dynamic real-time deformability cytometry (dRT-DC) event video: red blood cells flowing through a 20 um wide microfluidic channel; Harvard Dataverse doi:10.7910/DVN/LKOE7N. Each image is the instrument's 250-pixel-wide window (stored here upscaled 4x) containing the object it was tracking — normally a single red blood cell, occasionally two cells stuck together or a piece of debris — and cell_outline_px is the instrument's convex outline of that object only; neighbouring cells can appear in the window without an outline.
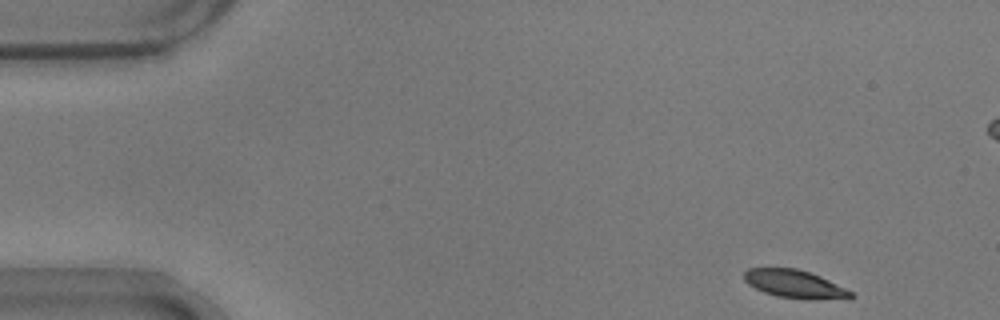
{"species": "common noctule bat (a hibernating species)", "species_latin": "Nyctalus noctula", "temperature_condition": "warm", "stored_images_in_passage": 52, "camera_frame_rate_fps": 3000, "um_per_image_px": 0.085, "animal": {"sex": "male", "body_mass_g": 17.9}, "frame": {"image": 1, "passage_image": 1, "time_ms": 0.0, "image_size_px": [1000, 320], "cell_outline_px": [[852, 296], [776, 296], [764, 292], [748, 284], [744, 280], [744, 272], [748, 268], [796, 268], [820, 276], [852, 292]], "centroid_in_image_um": [67.34, 24.05], "position_along_channel_um": 17.7, "area_um2": 15.9}}
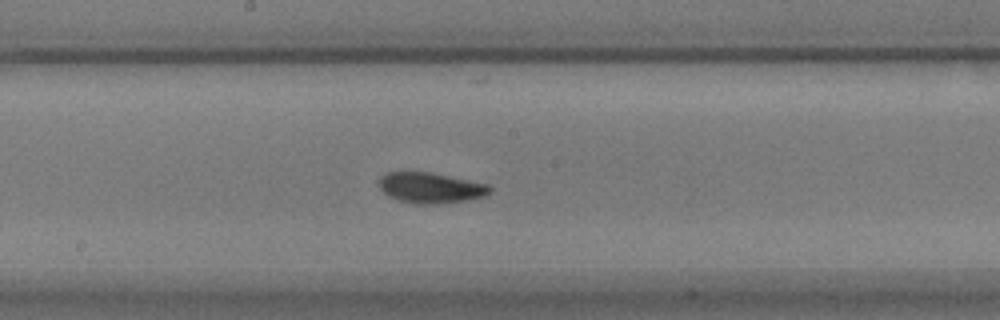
{"frame": {"image": 2, "passage_image": 25, "time_ms": 8.0, "image_size_px": [1000, 320], "cell_outline_px": [[492, 192], [484, 196], [468, 200], [436, 204], [412, 204], [396, 200], [388, 196], [380, 188], [380, 176], [388, 172], [432, 172], [488, 184], [492, 188]], "centroid_in_image_um": [36.61, 15.97], "position_along_channel_um": 211.6, "area_um2": 19.94}}
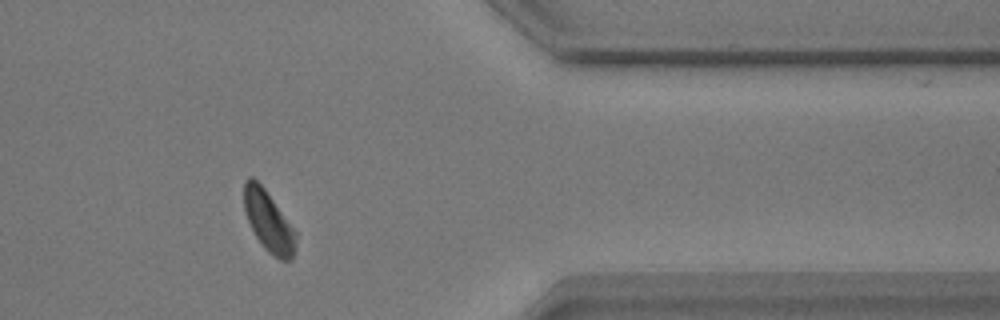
{"frame": {"image": 3, "passage_image": 41, "time_ms": 13.333, "image_size_px": [1000, 320], "cell_outline_px": [[296, 236], [292, 260], [280, 260], [268, 252], [264, 248], [256, 236], [248, 220], [244, 208], [244, 184], [248, 176], [252, 176], [264, 188], [296, 232]], "centroid_in_image_um": [22.81, 18.81], "position_along_channel_um": 388.6, "area_um2": 17.86}, "authors_computed_cell_mechanics": {"area_um2": 18.7561, "velocity_mm_per_s": 3.6716, "shape_relaxation_time_tau1_ms": null, "shape_relaxation_time_tau2_ms": 5.3045, "deformation_change_tau1": null, "deformation_change_tau2": 0.099}}